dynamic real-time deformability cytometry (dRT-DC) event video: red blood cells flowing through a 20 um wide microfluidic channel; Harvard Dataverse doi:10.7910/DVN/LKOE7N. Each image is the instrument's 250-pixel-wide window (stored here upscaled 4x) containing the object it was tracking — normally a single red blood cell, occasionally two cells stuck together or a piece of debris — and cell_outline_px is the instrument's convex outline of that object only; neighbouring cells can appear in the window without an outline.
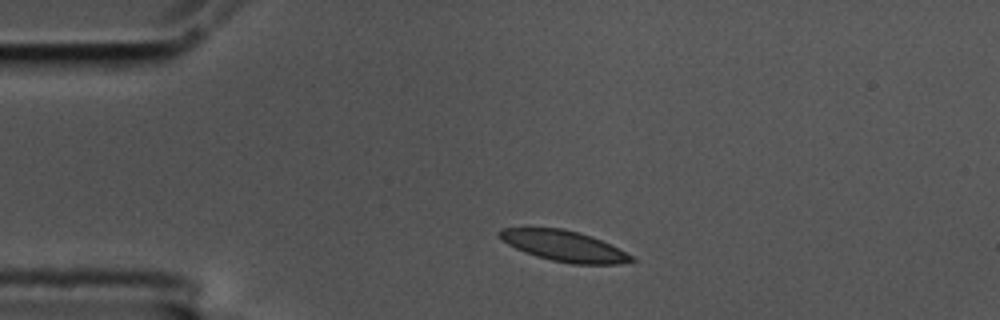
{"species": "common noctule bat (a hibernating species)", "species_latin": "Nyctalus noctula", "temperature_condition": "cold", "stored_images_in_passage": 1, "camera_frame_rate_fps": 3000, "um_per_image_px": 0.085, "animal": {"sex": "male", "body_mass_g": 17.5, "forearm_length_mm": 52.3}, "frame": {"image": 1, "passage_image": 1, "time_ms": 0.0, "image_size_px": [1000, 320], "cell_outline_px": [[636, 260], [620, 264], [572, 264], [552, 260], [536, 256], [524, 252], [500, 240], [496, 232], [500, 228], [564, 228], [580, 232], [592, 236], [636, 256]], "centroid_in_image_um": [47.95, 20.9], "position_along_channel_um": 37.0, "area_um2": 23.87}}